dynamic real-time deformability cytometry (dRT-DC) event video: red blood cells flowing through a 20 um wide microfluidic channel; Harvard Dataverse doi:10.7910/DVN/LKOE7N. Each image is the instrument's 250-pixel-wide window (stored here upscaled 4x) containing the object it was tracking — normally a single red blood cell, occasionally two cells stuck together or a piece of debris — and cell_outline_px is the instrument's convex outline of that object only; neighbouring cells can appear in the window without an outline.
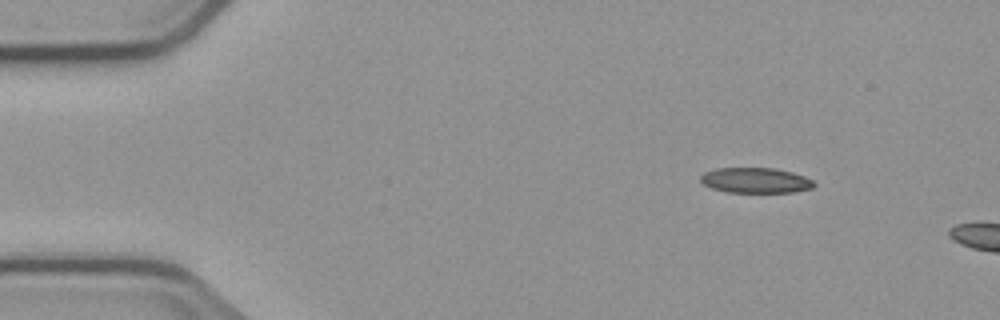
{"species": "common noctule bat (a hibernating species)", "species_latin": "Nyctalus noctula", "temperature_condition": "cold", "stored_images_in_passage": 2, "camera_frame_rate_fps": 3000, "um_per_image_px": 0.085, "animal": {"sex": "male", "body_mass_g": 23.1, "forearm_length_mm": 52.7}, "frame": {"image": 1, "passage_image": 1, "time_ms": 0.0, "image_size_px": [1000, 320], "cell_outline_px": [[816, 184], [812, 188], [792, 192], [724, 192], [712, 188], [704, 184], [700, 180], [700, 176], [704, 172], [716, 168], [776, 168], [792, 172], [804, 176], [812, 180]], "centroid_in_image_um": [64.21, 15.33], "position_along_channel_um": 20.8, "area_um2": 16.76}}